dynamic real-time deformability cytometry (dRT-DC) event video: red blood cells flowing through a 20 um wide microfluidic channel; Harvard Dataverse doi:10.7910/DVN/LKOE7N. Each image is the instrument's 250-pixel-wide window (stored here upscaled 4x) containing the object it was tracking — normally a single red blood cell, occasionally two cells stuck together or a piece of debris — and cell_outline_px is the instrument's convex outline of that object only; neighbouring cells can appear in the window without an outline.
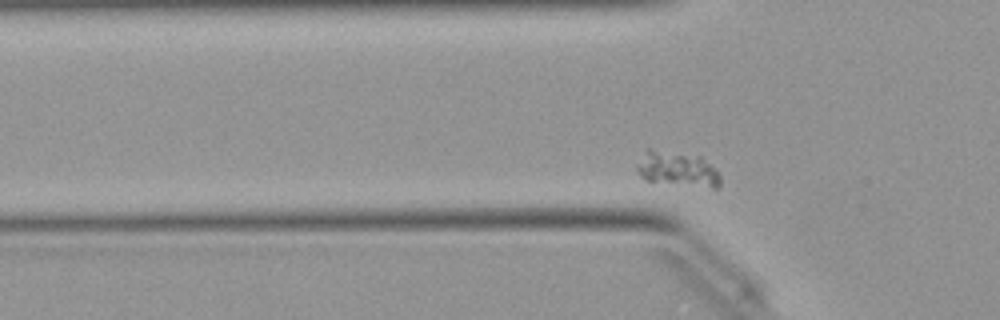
{"species": "Egyptian fruit bat (a non-hibernating species)", "species_latin": "Rousettus aegyptiacus", "temperature_condition": "warm", "stored_images_in_passage": 34, "camera_frame_rate_fps": 3000, "um_per_image_px": 0.085, "animal": {"sex": "female"}, "frame": {"image": 1, "passage_image": 4, "time_ms": 1.0, "image_size_px": [1000, 320], "cell_outline_px": [[720, 184], [716, 188], [712, 188], [644, 180], [640, 176], [636, 168], [648, 148], [700, 156], [720, 176]], "centroid_in_image_um": [57.56, 14.38], "position_along_channel_um": 68.2, "area_um2": 16.53}}
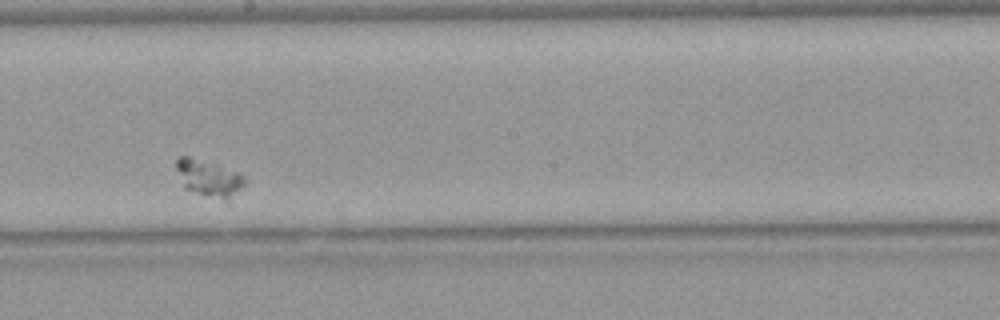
{"frame": {"image": 2, "passage_image": 18, "time_ms": 5.667, "image_size_px": [1000, 320], "cell_outline_px": [[244, 188], [228, 204], [184, 188], [176, 168], [176, 160], [180, 156], [188, 156], [216, 164], [240, 172], [244, 176]], "centroid_in_image_um": [17.83, 15.2], "position_along_channel_um": 230.4, "area_um2": 15.14}}
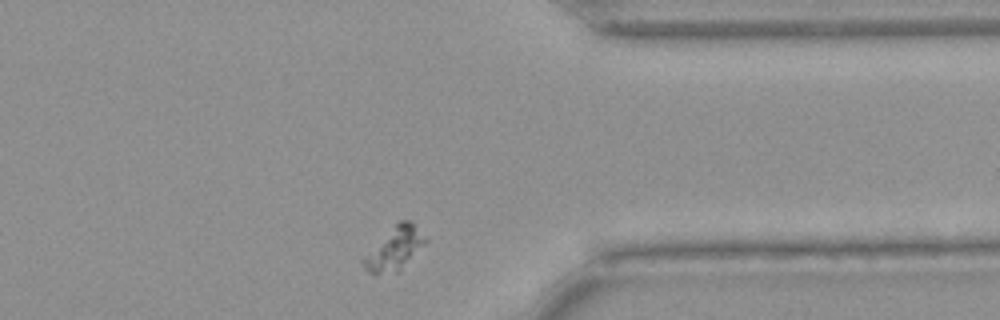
{"frame": {"image": 3, "passage_image": 31, "time_ms": 10.0, "image_size_px": [1000, 320], "cell_outline_px": [[428, 240], [396, 272], [368, 272], [364, 268], [360, 260], [400, 220], [412, 220]], "centroid_in_image_um": [33.54, 21.1], "position_along_channel_um": 377.9, "area_um2": 14.62}}